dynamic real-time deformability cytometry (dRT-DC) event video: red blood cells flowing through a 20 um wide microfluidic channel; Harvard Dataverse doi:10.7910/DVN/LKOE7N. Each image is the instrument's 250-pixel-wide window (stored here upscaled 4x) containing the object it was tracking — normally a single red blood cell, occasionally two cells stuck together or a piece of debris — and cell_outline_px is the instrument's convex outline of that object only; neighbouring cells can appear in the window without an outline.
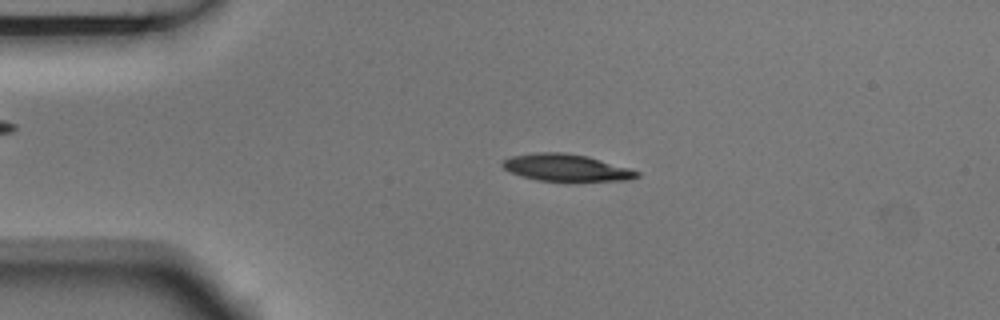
{"species": "Egyptian fruit bat (a non-hibernating species)", "species_latin": "Rousettus aegyptiacus", "temperature_condition": "room temperature", "stored_images_in_passage": 3, "camera_frame_rate_fps": 3000, "um_per_image_px": 0.085, "animal": {"sex": "male"}, "frame": {"image": 1, "passage_image": 2, "time_ms": 0.333, "image_size_px": [1000, 320], "cell_outline_px": [[640, 176], [628, 180], [536, 180], [512, 172], [504, 168], [500, 164], [500, 160], [512, 156], [536, 152], [564, 152], [588, 156], [628, 168], [640, 172]], "centroid_in_image_um": [48.09, 14.23], "position_along_channel_um": 36.9, "area_um2": 20.81}}